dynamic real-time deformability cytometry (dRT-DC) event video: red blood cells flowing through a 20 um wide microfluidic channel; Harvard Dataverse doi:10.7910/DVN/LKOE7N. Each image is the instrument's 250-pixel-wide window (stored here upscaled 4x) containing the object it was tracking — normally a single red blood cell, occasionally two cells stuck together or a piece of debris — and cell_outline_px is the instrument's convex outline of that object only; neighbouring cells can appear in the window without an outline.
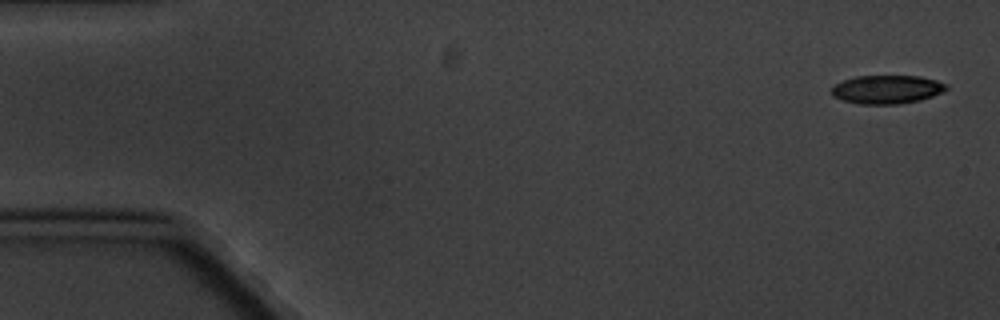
{"species": "common noctule bat (a hibernating species)", "species_latin": "Nyctalus noctula", "temperature_condition": "cold", "stored_images_in_passage": 5, "camera_frame_rate_fps": 3000, "um_per_image_px": 0.085, "animal": {"sex": "male", "body_mass_g": 20.1, "forearm_length_mm": 53.5}, "frame": {"image": 1, "passage_image": 1, "time_ms": 0.0, "image_size_px": [1000, 320], "cell_outline_px": [[948, 88], [944, 92], [920, 100], [900, 104], [860, 104], [844, 100], [832, 96], [832, 88], [836, 84], [844, 80], [856, 76], [920, 76], [936, 80], [948, 84]], "centroid_in_image_um": [75.43, 7.6], "position_along_channel_um": 9.6, "area_um2": 19.07}}
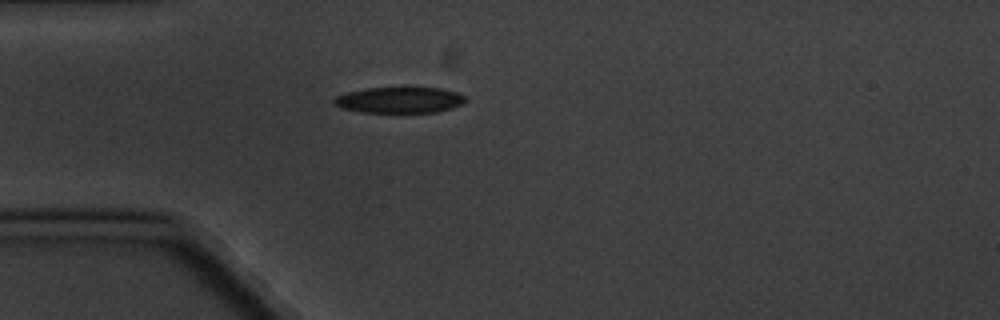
{"frame": {"image": 2, "passage_image": 5, "time_ms": 4.667, "image_size_px": [1000, 320], "cell_outline_px": [[464, 104], [452, 108], [436, 112], [360, 112], [340, 108], [332, 100], [336, 96], [348, 92], [368, 88], [440, 88], [456, 92], [464, 96]], "centroid_in_image_um": [33.95, 8.51], "position_along_channel_um": 51.1, "area_um2": 19.71}}